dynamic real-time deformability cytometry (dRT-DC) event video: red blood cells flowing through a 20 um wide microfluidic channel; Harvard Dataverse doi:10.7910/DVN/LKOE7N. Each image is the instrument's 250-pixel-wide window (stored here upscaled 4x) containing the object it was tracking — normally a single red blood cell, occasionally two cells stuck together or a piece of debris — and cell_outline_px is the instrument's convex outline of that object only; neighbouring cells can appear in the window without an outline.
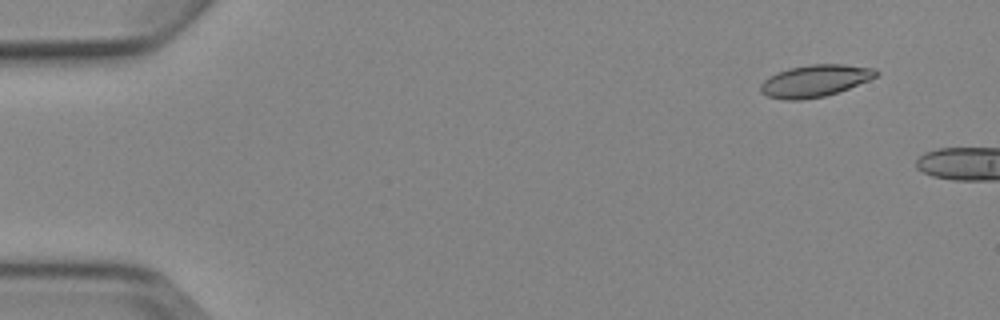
{"species": "Egyptian fruit bat (a non-hibernating species)", "species_latin": "Rousettus aegyptiacus", "temperature_condition": "cold", "stored_images_in_passage": 2, "camera_frame_rate_fps": 3000, "um_per_image_px": 0.085, "animal": {"sex": "female"}, "frame": {"image": 1, "passage_image": 1, "time_ms": 0.0, "image_size_px": [1000, 320], "cell_outline_px": [[880, 72], [876, 76], [868, 80], [848, 88], [824, 96], [800, 100], [784, 100], [768, 96], [760, 92], [760, 84], [764, 80], [776, 72], [788, 68], [808, 64], [844, 64], [876, 68]], "centroid_in_image_um": [69.25, 6.85], "position_along_channel_um": 15.7, "area_um2": 21.56}}